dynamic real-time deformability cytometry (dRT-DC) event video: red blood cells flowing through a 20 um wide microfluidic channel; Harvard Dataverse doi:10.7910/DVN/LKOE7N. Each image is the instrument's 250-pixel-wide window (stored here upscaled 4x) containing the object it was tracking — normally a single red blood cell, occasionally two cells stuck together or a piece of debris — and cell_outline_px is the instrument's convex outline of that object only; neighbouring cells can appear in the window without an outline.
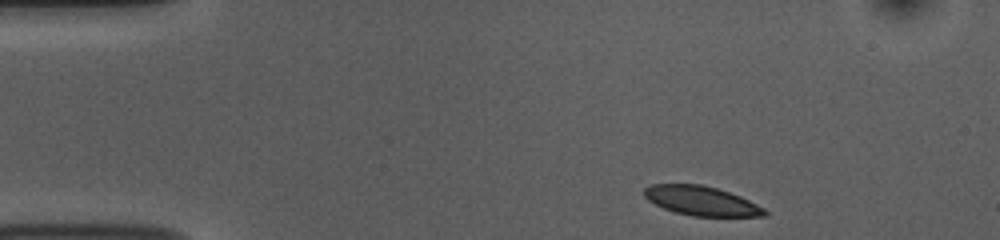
{"species": "common noctule bat (a hibernating species)", "species_latin": "Nyctalus noctula", "temperature_condition": "room temperature", "stored_images_in_passage": 46, "camera_frame_rate_fps": 3000, "um_per_image_px": 0.085, "animal": {"sex": "female", "body_mass_g": 10.0, "forearm_length_mm": 53.1}, "frame": {"image": 1, "passage_image": 1, "time_ms": 0.0, "image_size_px": [1000, 240], "cell_outline_px": [[768, 216], [692, 216], [676, 212], [664, 208], [648, 200], [644, 196], [644, 188], [652, 184], [700, 184], [716, 188], [740, 196], [764, 208], [768, 212]], "centroid_in_image_um": [59.62, 17.07], "position_along_channel_um": 25.4, "area_um2": 20.4}}
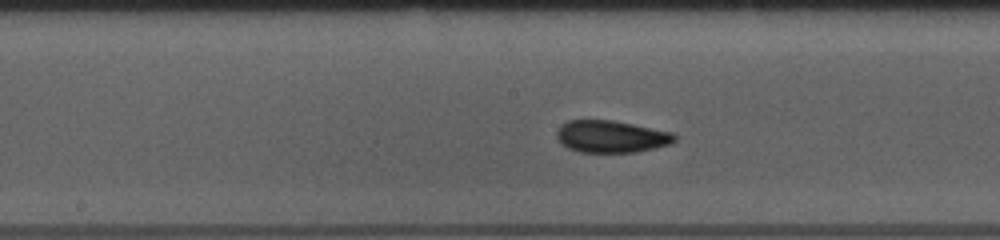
{"frame": {"image": 2, "passage_image": 20, "time_ms": 6.333, "image_size_px": [1000, 240], "cell_outline_px": [[676, 140], [668, 144], [636, 152], [580, 152], [568, 148], [560, 144], [556, 136], [556, 132], [560, 124], [568, 120], [612, 120], [672, 132], [676, 136]], "centroid_in_image_um": [51.89, 11.6], "position_along_channel_um": 196.3, "area_um2": 22.02}}
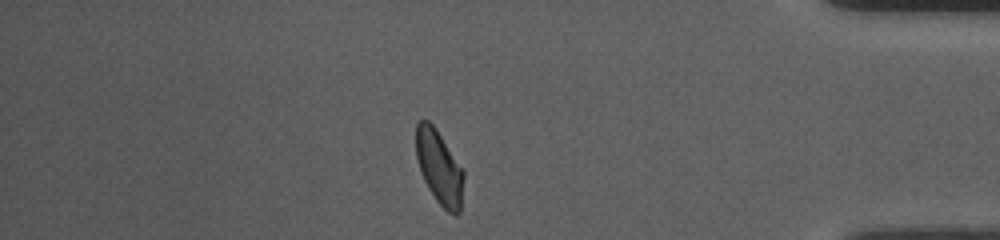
{"frame": {"image": 3, "passage_image": 39, "time_ms": 12.667, "image_size_px": [1000, 240], "cell_outline_px": [[464, 176], [460, 212], [456, 216], [448, 212], [436, 200], [428, 188], [424, 180], [416, 160], [416, 124], [420, 120], [428, 120], [436, 128], [464, 172]], "centroid_in_image_um": [37.32, 14.23], "position_along_channel_um": 397.9, "area_um2": 20.4}, "authors_computed_cell_mechanics": {"area_um2": 21.5883, "velocity_mm_per_s": 3.7253, "shape_relaxation_time_tau1_ms": 4.5619, "shape_relaxation_time_tau2_ms": 1.6115, "deformation_change_tau1": 0.1151, "deformation_change_tau2": 0.0779}}